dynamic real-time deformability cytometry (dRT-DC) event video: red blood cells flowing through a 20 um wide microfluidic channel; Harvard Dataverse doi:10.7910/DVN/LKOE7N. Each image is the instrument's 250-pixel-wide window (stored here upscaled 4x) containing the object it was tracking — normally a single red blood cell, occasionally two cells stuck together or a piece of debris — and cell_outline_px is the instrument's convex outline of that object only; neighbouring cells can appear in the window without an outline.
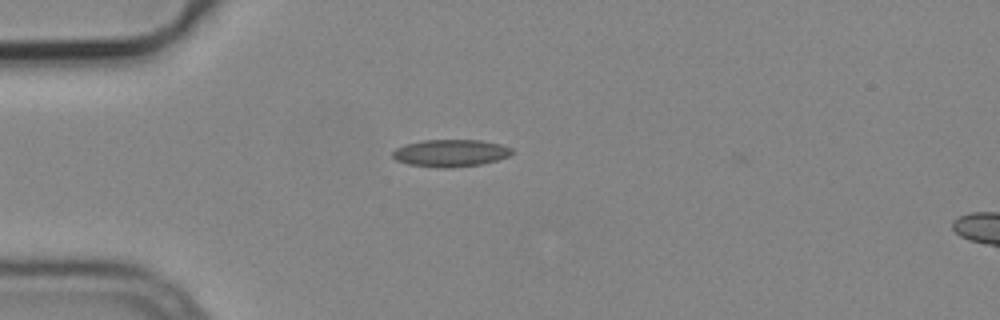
{"species": "common noctule bat (a hibernating species)", "species_latin": "Nyctalus noctula", "temperature_condition": "cold", "stored_images_in_passage": 3, "camera_frame_rate_fps": 3000, "um_per_image_px": 0.085, "animal": {"sex": "male", "body_mass_g": 19.2, "forearm_length_mm": 51.8}, "frame": {"image": 1, "passage_image": 1, "time_ms": 0.0, "image_size_px": [1000, 320], "cell_outline_px": [[516, 152], [508, 156], [496, 160], [480, 164], [452, 168], [440, 168], [408, 164], [396, 160], [392, 156], [392, 152], [396, 148], [404, 144], [424, 140], [480, 140], [500, 144], [512, 148]], "centroid_in_image_um": [38.29, 13.01], "position_along_channel_um": 46.7, "area_um2": 19.02}}